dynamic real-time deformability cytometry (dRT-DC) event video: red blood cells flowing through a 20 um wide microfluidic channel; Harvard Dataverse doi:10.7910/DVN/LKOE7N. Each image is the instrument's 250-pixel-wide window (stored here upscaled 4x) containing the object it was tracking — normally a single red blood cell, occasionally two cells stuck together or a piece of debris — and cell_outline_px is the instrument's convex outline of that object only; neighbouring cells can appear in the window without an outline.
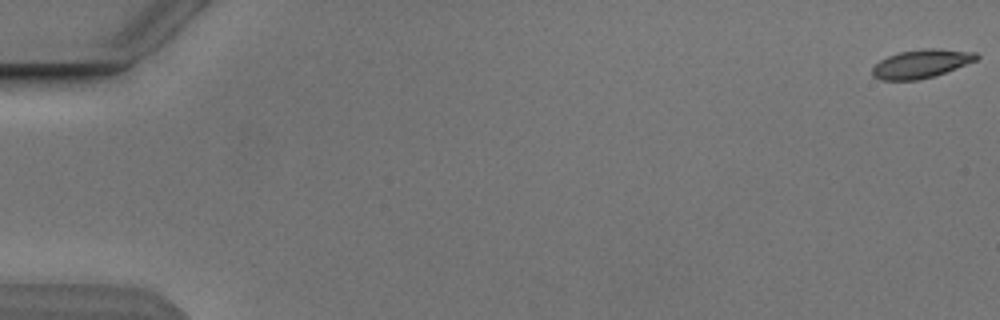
{"species": "Egyptian fruit bat (a non-hibernating species)", "species_latin": "Rousettus aegyptiacus", "temperature_condition": "cold", "stored_images_in_passage": 6, "camera_frame_rate_fps": 3000, "um_per_image_px": 0.085, "animal": {"sex": "male"}, "frame": {"image": 1, "passage_image": 1, "time_ms": 0.0, "image_size_px": [1000, 320], "cell_outline_px": [[980, 56], [976, 60], [936, 76], [920, 80], [880, 80], [872, 76], [872, 68], [880, 60], [888, 56], [900, 52], [924, 48], [936, 48], [976, 52]], "centroid_in_image_um": [78.3, 5.42], "position_along_channel_um": 6.7, "area_um2": 17.4}}
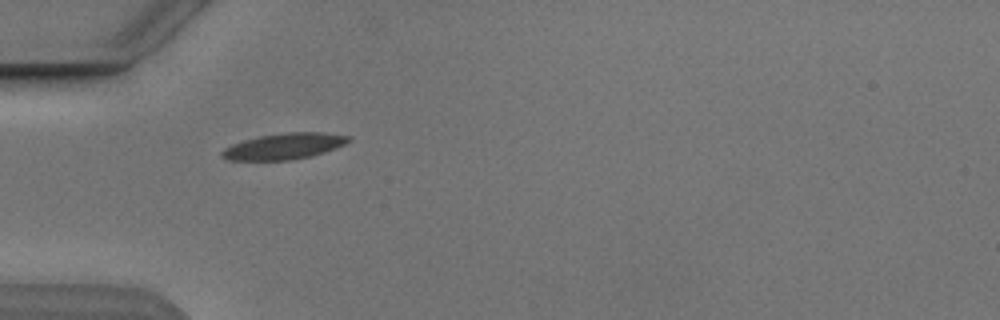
{"frame": {"image": 2, "passage_image": 5, "time_ms": 5.667, "image_size_px": [1000, 320], "cell_outline_px": [[352, 140], [336, 148], [312, 156], [292, 160], [228, 160], [220, 156], [220, 152], [224, 148], [232, 144], [244, 140], [260, 136], [288, 132], [320, 132], [352, 136]], "centroid_in_image_um": [24.16, 12.43], "position_along_channel_um": 60.8, "area_um2": 19.31}}
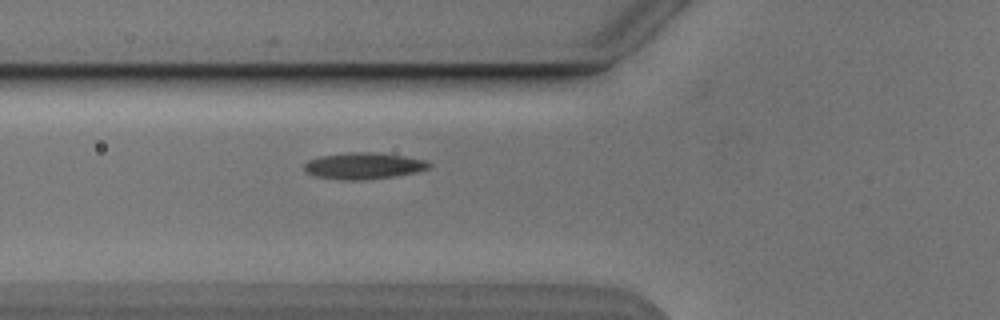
{"frame": {"image": 3, "passage_image": 6, "time_ms": 6.667, "image_size_px": [1000, 320], "cell_outline_px": [[432, 164], [428, 168], [416, 172], [396, 176], [360, 180], [340, 180], [312, 176], [304, 168], [304, 164], [308, 160], [320, 156], [348, 152], [376, 152], [404, 156], [428, 160]], "centroid_in_image_um": [30.91, 14.09], "position_along_channel_um": 94.9, "area_um2": 19.42}}